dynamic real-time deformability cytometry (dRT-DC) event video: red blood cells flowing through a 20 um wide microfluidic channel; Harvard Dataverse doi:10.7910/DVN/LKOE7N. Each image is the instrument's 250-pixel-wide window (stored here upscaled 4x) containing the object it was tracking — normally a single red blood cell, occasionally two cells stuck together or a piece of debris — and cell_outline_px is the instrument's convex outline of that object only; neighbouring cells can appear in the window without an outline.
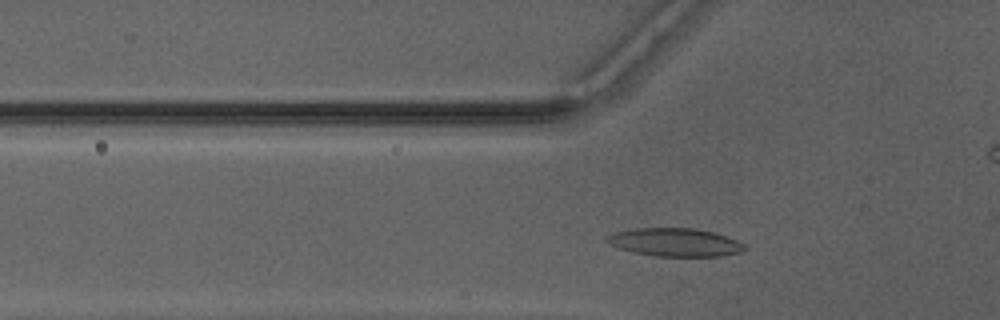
{"species": "Egyptian fruit bat (a non-hibernating species)", "species_latin": "Rousettus aegyptiacus", "temperature_condition": "warm", "stored_images_in_passage": 8, "camera_frame_rate_fps": 3000, "um_per_image_px": 0.085, "animal": {"sex": "male"}, "frame": {"image": 1, "passage_image": 6, "time_ms": 1.667, "image_size_px": [1000, 320], "cell_outline_px": [[744, 248], [740, 252], [720, 256], [656, 256], [632, 252], [620, 248], [604, 240], [604, 236], [616, 232], [636, 228], [696, 228], [712, 232], [736, 240], [744, 244]], "centroid_in_image_um": [57.33, 20.59], "position_along_channel_um": 68.5, "area_um2": 22.37}}